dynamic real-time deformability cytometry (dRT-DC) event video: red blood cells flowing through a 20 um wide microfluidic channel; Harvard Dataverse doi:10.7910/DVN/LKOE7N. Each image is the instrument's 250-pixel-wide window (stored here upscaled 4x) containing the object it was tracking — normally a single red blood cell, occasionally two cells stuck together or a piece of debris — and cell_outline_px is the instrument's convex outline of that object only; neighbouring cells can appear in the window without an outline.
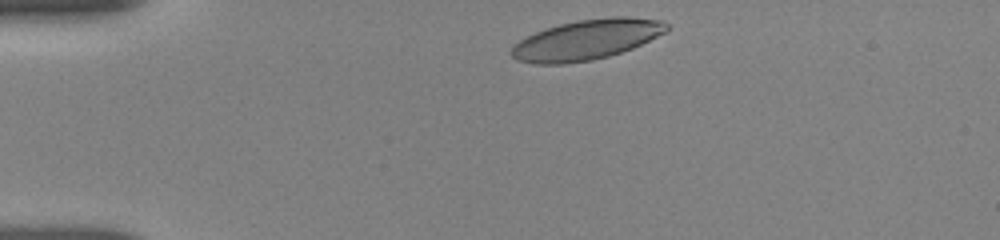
{"species": "human", "species_latin": "Homo sapiens", "temperature_condition": "room temperature", "stored_images_in_passage": 19, "camera_frame_rate_fps": 3000, "um_per_image_px": 0.085, "donor": {"sex": "female"}, "frame": {"image": 1, "passage_image": 1, "time_ms": 0.0, "image_size_px": [1000, 240], "cell_outline_px": [[668, 32], [632, 48], [608, 56], [592, 60], [564, 64], [536, 64], [516, 60], [512, 56], [512, 48], [520, 40], [536, 32], [560, 24], [576, 20], [612, 16], [628, 16], [664, 20], [668, 24]], "centroid_in_image_um": [49.92, 3.36], "position_along_channel_um": 35.1, "area_um2": 36.3}}
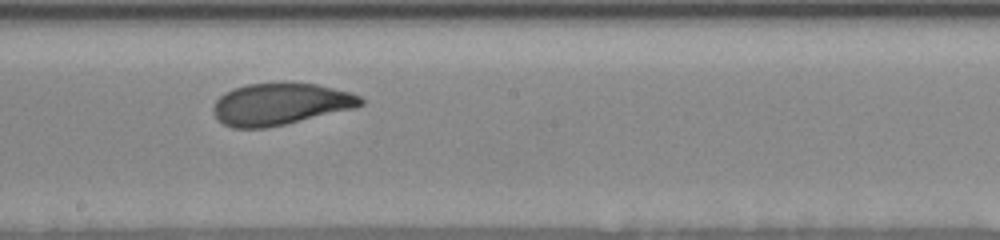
{"frame": {"image": 2, "passage_image": 11, "time_ms": 6.333, "image_size_px": [1000, 240], "cell_outline_px": [[364, 104], [356, 108], [284, 124], [264, 128], [232, 128], [216, 120], [212, 112], [212, 108], [216, 100], [224, 92], [232, 88], [248, 84], [284, 80], [316, 84], [352, 92], [360, 96], [364, 100]], "centroid_in_image_um": [23.82, 8.81], "position_along_channel_um": 224.4, "area_um2": 36.82}}
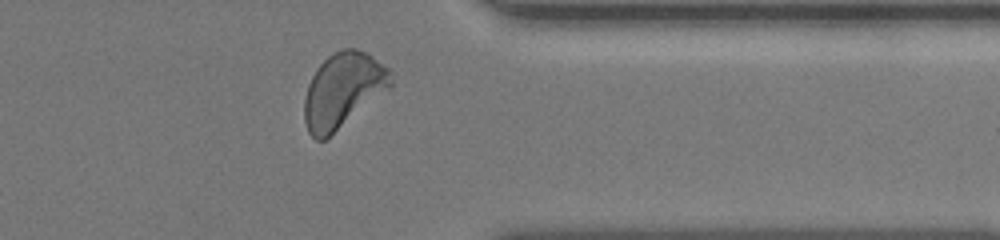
{"frame": {"image": 3, "passage_image": 18, "time_ms": 10.667, "image_size_px": [1000, 240], "cell_outline_px": [[392, 88], [324, 140], [316, 140], [308, 132], [304, 120], [304, 100], [308, 84], [316, 68], [328, 56], [344, 48], [356, 48], [372, 56], [388, 68], [392, 80]], "centroid_in_image_um": [29.15, 7.68], "position_along_channel_um": 382.2, "area_um2": 37.69}, "authors_computed_cell_mechanics": {"area_um2": 36.0672, "velocity_mm_per_s": 3.7774, "shape_relaxation_time_tau1_ms": 3.3532, "shape_relaxation_time_tau2_ms": 0.959, "deformation_change_tau1": 0.1309, "deformation_change_tau2": 0.0616}}